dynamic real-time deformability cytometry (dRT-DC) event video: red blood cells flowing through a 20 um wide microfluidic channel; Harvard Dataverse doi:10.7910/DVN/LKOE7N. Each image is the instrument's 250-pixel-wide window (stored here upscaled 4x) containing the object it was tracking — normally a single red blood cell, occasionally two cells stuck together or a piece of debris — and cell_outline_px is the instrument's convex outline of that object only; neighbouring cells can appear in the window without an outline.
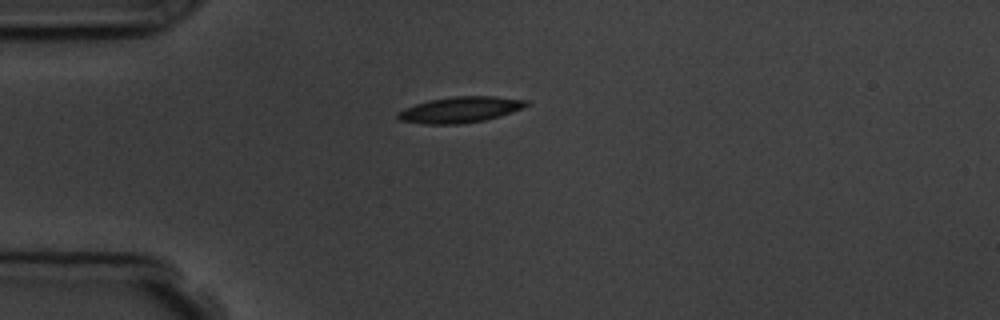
{"species": "common noctule bat (a hibernating species)", "species_latin": "Nyctalus noctula", "temperature_condition": "room temperature", "stored_images_in_passage": 3, "camera_frame_rate_fps": 3000, "um_per_image_px": 0.085, "animal": {"sex": "male", "body_mass_g": 19.5, "forearm_length_mm": 54.6}, "frame": {"image": 1, "passage_image": 1, "time_ms": 0.0, "image_size_px": [1000, 320], "cell_outline_px": [[528, 104], [524, 108], [500, 116], [484, 120], [460, 124], [424, 124], [400, 120], [396, 116], [396, 112], [404, 108], [428, 100], [452, 96], [496, 96], [528, 100]], "centroid_in_image_um": [39.11, 9.32], "position_along_channel_um": 45.9, "area_um2": 19.54}}
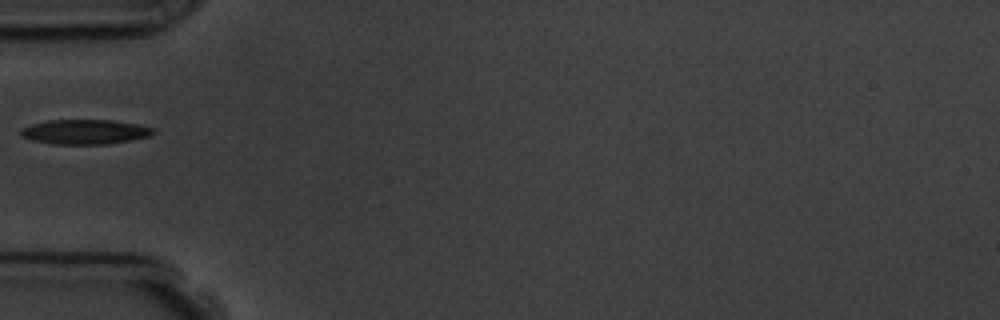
{"frame": {"image": 2, "passage_image": 2, "time_ms": 1.333, "image_size_px": [1000, 320], "cell_outline_px": [[156, 132], [152, 136], [108, 144], [52, 144], [32, 140], [20, 136], [20, 128], [32, 124], [48, 120], [112, 120], [136, 124], [156, 128]], "centroid_in_image_um": [7.23, 11.21], "position_along_channel_um": 77.8, "area_um2": 19.25}}